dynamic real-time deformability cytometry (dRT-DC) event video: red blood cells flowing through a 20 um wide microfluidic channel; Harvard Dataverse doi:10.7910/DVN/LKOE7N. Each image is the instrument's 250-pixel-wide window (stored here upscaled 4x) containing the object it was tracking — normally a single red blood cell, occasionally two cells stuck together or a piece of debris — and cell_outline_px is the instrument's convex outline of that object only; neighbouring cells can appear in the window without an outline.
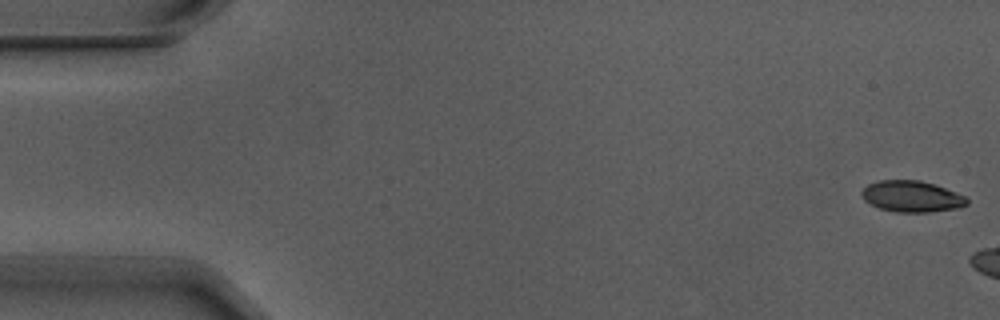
{"species": "Egyptian fruit bat (a non-hibernating species)", "species_latin": "Rousettus aegyptiacus", "temperature_condition": "warm", "stored_images_in_passage": 3, "camera_frame_rate_fps": 3000, "um_per_image_px": 0.085, "animal": {"sex": "male"}, "frame": {"image": 1, "passage_image": 1, "time_ms": 0.0, "image_size_px": [1000, 320], "cell_outline_px": [[968, 204], [956, 208], [928, 212], [896, 212], [880, 208], [864, 200], [860, 196], [860, 192], [868, 184], [880, 180], [920, 180], [956, 192], [964, 196], [968, 200]], "centroid_in_image_um": [77.46, 16.69], "position_along_channel_um": 7.5, "area_um2": 18.96}}